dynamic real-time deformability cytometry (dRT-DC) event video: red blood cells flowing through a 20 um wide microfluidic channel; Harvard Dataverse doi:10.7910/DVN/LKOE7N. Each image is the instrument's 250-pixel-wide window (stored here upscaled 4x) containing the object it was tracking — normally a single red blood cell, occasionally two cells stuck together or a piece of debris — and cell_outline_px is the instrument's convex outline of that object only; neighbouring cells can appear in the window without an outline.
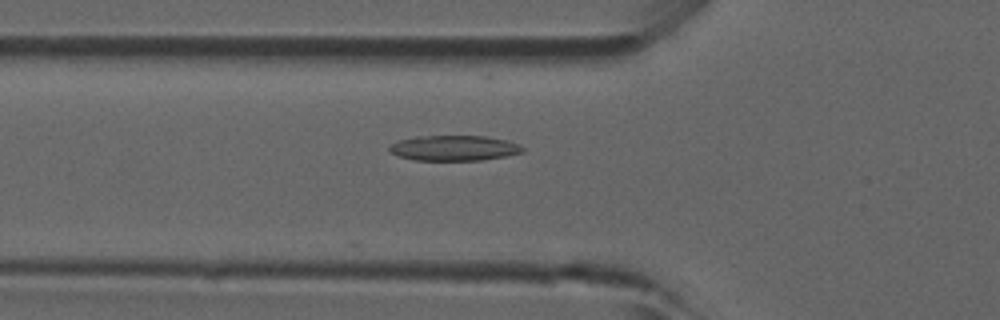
{"species": "common noctule bat (a hibernating species)", "species_latin": "Nyctalus noctula", "temperature_condition": "room temperature", "stored_images_in_passage": 3, "camera_frame_rate_fps": 3000, "um_per_image_px": 0.085, "animal": {"sex": "male", "forearm_length_mm": 52.5}, "frame": {"image": 1, "passage_image": 2, "time_ms": 0.333, "image_size_px": [1000, 320], "cell_outline_px": [[524, 152], [504, 156], [480, 160], [416, 160], [396, 156], [388, 152], [388, 148], [392, 144], [400, 140], [416, 136], [484, 136], [508, 140], [524, 148]], "centroid_in_image_um": [38.55, 12.58], "position_along_channel_um": 87.2, "area_um2": 19.59}}